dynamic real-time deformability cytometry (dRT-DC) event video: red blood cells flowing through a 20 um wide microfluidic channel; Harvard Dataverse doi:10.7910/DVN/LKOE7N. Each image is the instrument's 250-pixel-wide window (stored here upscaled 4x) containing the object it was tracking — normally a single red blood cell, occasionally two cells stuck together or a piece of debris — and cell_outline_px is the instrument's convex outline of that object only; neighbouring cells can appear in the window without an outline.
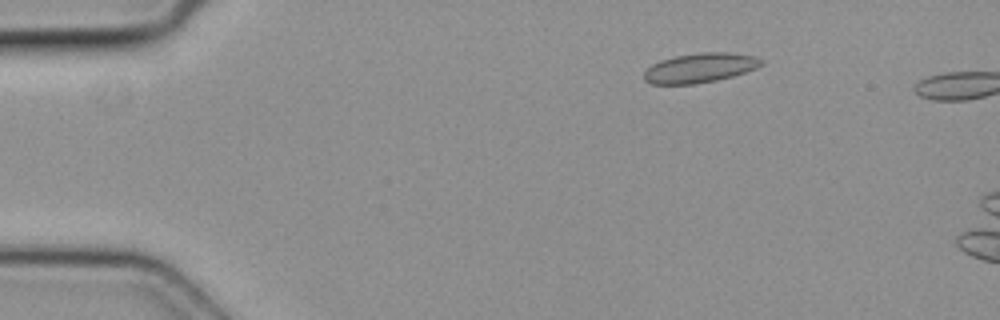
{"species": "common noctule bat (a hibernating species)", "species_latin": "Nyctalus noctula", "temperature_condition": "cold", "stored_images_in_passage": 4, "camera_frame_rate_fps": 3000, "um_per_image_px": 0.085, "animal": {"sex": "female", "body_mass_g": 19.3, "forearm_length_mm": 54.1}, "frame": {"image": 1, "passage_image": 3, "time_ms": 0.667, "image_size_px": [1000, 320], "cell_outline_px": [[764, 64], [756, 68], [732, 76], [716, 80], [692, 84], [652, 84], [644, 80], [644, 72], [652, 64], [660, 60], [676, 56], [700, 52], [728, 52], [756, 56], [764, 60]], "centroid_in_image_um": [59.51, 5.76], "position_along_channel_um": 25.5, "area_um2": 20.17}}